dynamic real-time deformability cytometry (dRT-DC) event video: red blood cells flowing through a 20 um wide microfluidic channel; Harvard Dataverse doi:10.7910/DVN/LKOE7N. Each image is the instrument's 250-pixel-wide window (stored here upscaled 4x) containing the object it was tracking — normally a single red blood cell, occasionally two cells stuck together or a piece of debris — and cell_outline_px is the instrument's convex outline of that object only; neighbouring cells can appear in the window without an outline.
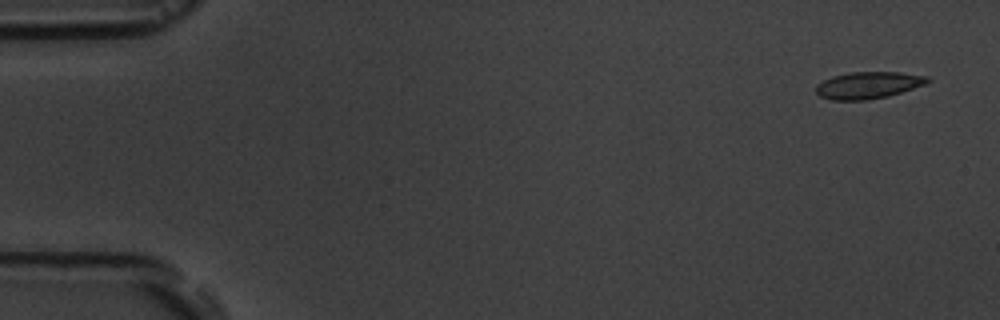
{"species": "common noctule bat (a hibernating species)", "species_latin": "Nyctalus noctula", "temperature_condition": "room temperature", "stored_images_in_passage": 6, "camera_frame_rate_fps": 3000, "um_per_image_px": 0.085, "animal": {"sex": "male", "body_mass_g": 19.5, "forearm_length_mm": 54.6}, "frame": {"image": 1, "passage_image": 1, "time_ms": 0.0, "image_size_px": [1000, 320], "cell_outline_px": [[932, 80], [924, 84], [888, 96], [868, 100], [832, 100], [820, 96], [816, 92], [816, 84], [832, 76], [848, 72], [900, 72], [928, 76]], "centroid_in_image_um": [73.78, 7.23], "position_along_channel_um": 11.2, "area_um2": 17.46}}
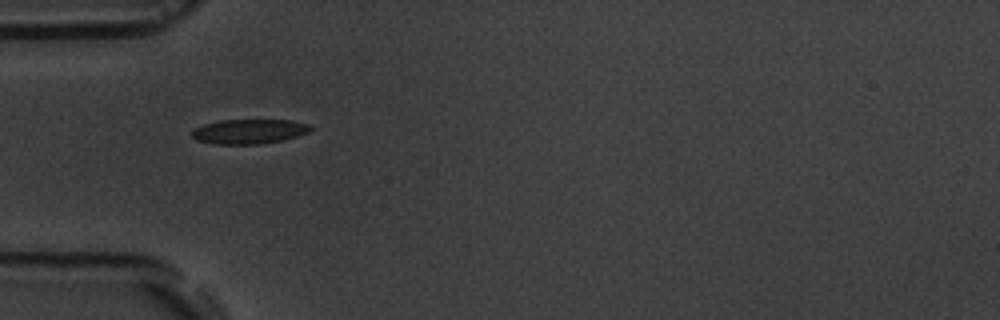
{"frame": {"image": 2, "passage_image": 5, "time_ms": 5.0, "image_size_px": [1000, 320], "cell_outline_px": [[312, 128], [308, 132], [284, 140], [260, 144], [212, 144], [196, 140], [192, 136], [192, 132], [196, 128], [204, 124], [220, 120], [292, 120], [312, 124]], "centroid_in_image_um": [21.2, 11.17], "position_along_channel_um": 63.8, "area_um2": 17.11}}
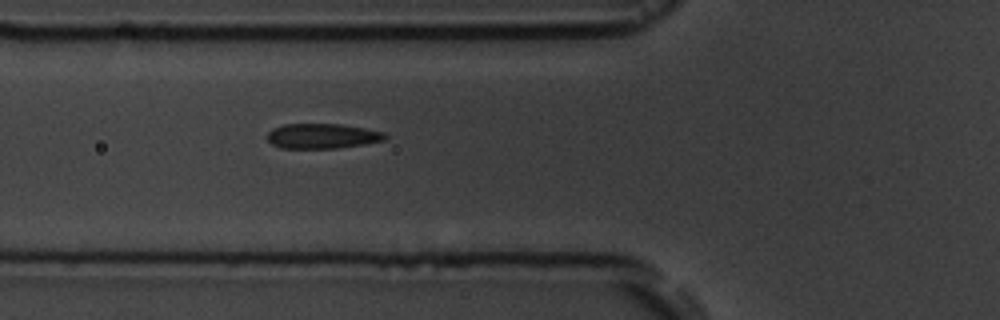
{"frame": {"image": 3, "passage_image": 6, "time_ms": 6.0, "image_size_px": [1000, 320], "cell_outline_px": [[388, 136], [384, 140], [364, 144], [336, 148], [280, 148], [272, 144], [268, 140], [268, 132], [272, 128], [284, 124], [340, 124], [364, 128], [384, 132]], "centroid_in_image_um": [27.38, 11.56], "position_along_channel_um": 98.4, "area_um2": 17.11}}